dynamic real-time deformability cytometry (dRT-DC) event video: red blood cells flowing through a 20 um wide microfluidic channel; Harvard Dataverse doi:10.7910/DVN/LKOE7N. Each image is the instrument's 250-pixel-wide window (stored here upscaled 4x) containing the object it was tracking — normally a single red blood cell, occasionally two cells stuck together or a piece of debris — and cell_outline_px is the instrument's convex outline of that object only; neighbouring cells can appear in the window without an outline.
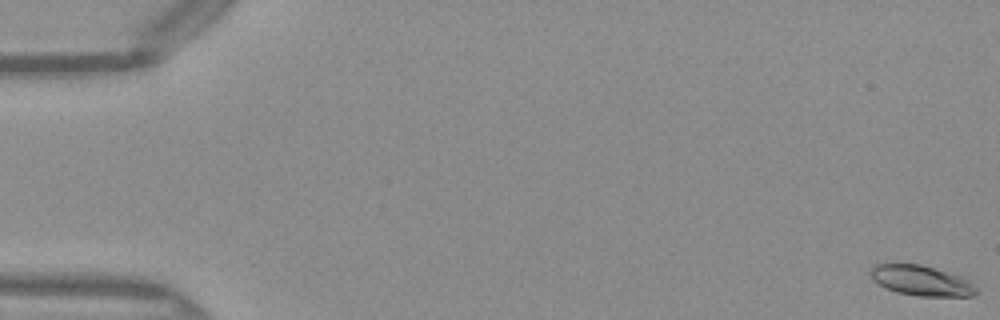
{"species": "Egyptian fruit bat (a non-hibernating species)", "species_latin": "Rousettus aegyptiacus", "temperature_condition": "warm", "stored_images_in_passage": 52, "camera_frame_rate_fps": 3000, "um_per_image_px": 0.085, "frame": {"image": 1, "passage_image": 1, "time_ms": 0.0, "image_size_px": [1000, 320], "cell_outline_px": [[980, 292], [972, 296], [920, 296], [896, 292], [872, 280], [868, 272], [876, 264], [892, 260], [900, 260], [920, 264], [968, 276]], "centroid_in_image_um": [78.33, 23.78], "position_along_channel_um": 6.7, "area_um2": 19.83}}
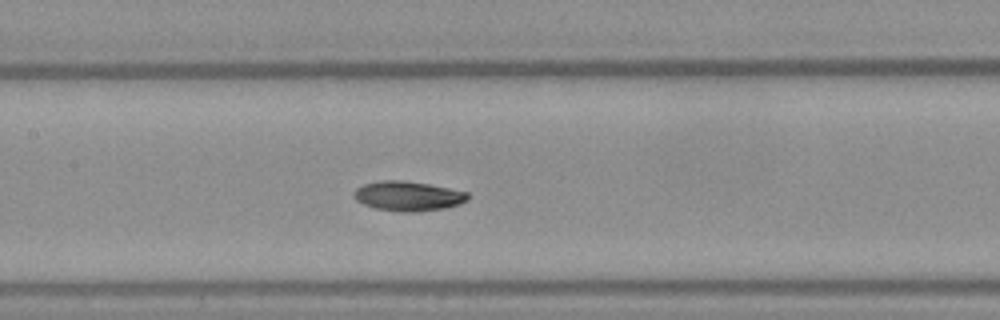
{"frame": {"image": 2, "passage_image": 25, "time_ms": 8.0, "image_size_px": [1000, 320], "cell_outline_px": [[468, 200], [460, 204], [444, 208], [416, 212], [400, 212], [376, 208], [364, 204], [356, 200], [352, 196], [352, 192], [356, 188], [364, 184], [380, 180], [400, 180], [428, 184], [468, 192]], "centroid_in_image_um": [34.66, 16.66], "position_along_channel_um": 172.7, "area_um2": 19.71}}
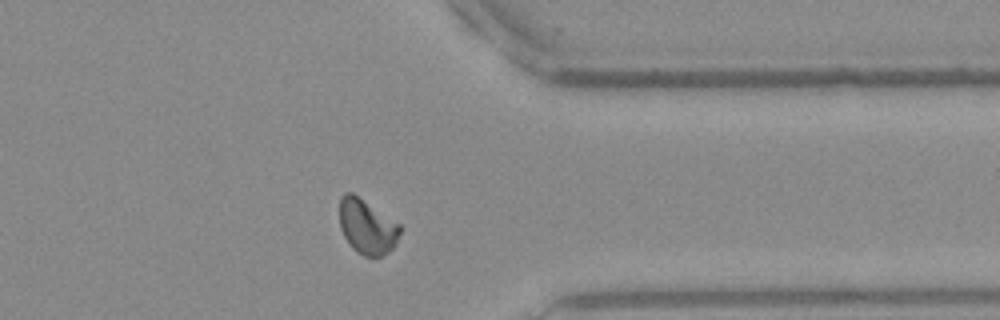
{"frame": {"image": 3, "passage_image": 41, "time_ms": 13.333, "image_size_px": [1000, 320], "cell_outline_px": [[400, 232], [396, 244], [384, 256], [364, 256], [356, 252], [352, 248], [344, 236], [340, 228], [340, 196], [344, 192], [352, 192], [400, 224]], "centroid_in_image_um": [31.18, 19.27], "position_along_channel_um": 380.2, "area_um2": 19.31}, "authors_computed_cell_mechanics": {"area_um2": 18.8717, "velocity_mm_per_s": 4.0403, "shape_relaxation_time_tau1_ms": 2.7062, "shape_relaxation_time_tau2_ms": 3.358, "deformation_change_tau1": 0.1258, "deformation_change_tau2": 0.0691}}